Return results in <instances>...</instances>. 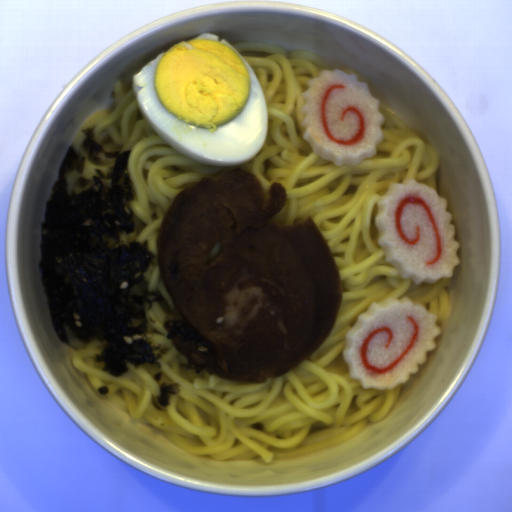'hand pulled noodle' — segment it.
Listing matches in <instances>:
<instances>
[{
	"label": "hand pulled noodle",
	"mask_w": 512,
	"mask_h": 512,
	"mask_svg": "<svg viewBox=\"0 0 512 512\" xmlns=\"http://www.w3.org/2000/svg\"><path fill=\"white\" fill-rule=\"evenodd\" d=\"M220 254H221V242H218L214 247H212L209 250V252L206 256L207 262H211L212 260L217 258Z\"/></svg>",
	"instance_id": "hand-pulled-noodle-3"
},
{
	"label": "hand pulled noodle",
	"mask_w": 512,
	"mask_h": 512,
	"mask_svg": "<svg viewBox=\"0 0 512 512\" xmlns=\"http://www.w3.org/2000/svg\"><path fill=\"white\" fill-rule=\"evenodd\" d=\"M250 65L265 99L267 138L256 156L240 166H212L192 161L160 135L143 116L137 102L134 75L139 66L115 83L107 107L86 116L72 138L80 152L86 135L107 151H131L128 168L134 201L128 206L135 231L121 235L130 245L147 241L155 259L146 281L175 305L162 279L157 239L166 210L176 196L206 177L235 168L258 176L264 193L273 183L283 185L286 203L273 222L294 224L311 216L334 260L342 286L338 318L322 345L284 376L264 383L228 381L205 370L197 372L167 339L171 316L161 304L146 314L149 342L159 347L160 368L127 362L120 377L104 371L97 355L108 345L93 341L74 349L67 345L73 368L91 388L130 417L163 433L192 456L219 461L295 462L347 442L370 424L390 416L401 390L364 388L352 378L343 352L345 336L373 302L410 298L435 314L442 326L450 311L452 277L416 285L390 264L378 244L377 207L391 184L408 180L439 194L440 158L432 143L410 129L373 91L365 77L339 67L310 50H290L277 44L228 42ZM355 73L380 99L384 139L377 154L356 166H333L312 152L302 136L299 108L309 80L322 70ZM162 372V381L153 374ZM178 382L168 407L155 399L161 382Z\"/></svg>",
	"instance_id": "hand-pulled-noodle-1"
},
{
	"label": "hand pulled noodle",
	"mask_w": 512,
	"mask_h": 512,
	"mask_svg": "<svg viewBox=\"0 0 512 512\" xmlns=\"http://www.w3.org/2000/svg\"><path fill=\"white\" fill-rule=\"evenodd\" d=\"M114 164L115 159L106 158L105 156L102 157L98 163H93L87 159L84 162V171L82 175L84 178L89 180L95 176L96 170H101L103 175H108L111 169L114 167Z\"/></svg>",
	"instance_id": "hand-pulled-noodle-2"
}]
</instances>
